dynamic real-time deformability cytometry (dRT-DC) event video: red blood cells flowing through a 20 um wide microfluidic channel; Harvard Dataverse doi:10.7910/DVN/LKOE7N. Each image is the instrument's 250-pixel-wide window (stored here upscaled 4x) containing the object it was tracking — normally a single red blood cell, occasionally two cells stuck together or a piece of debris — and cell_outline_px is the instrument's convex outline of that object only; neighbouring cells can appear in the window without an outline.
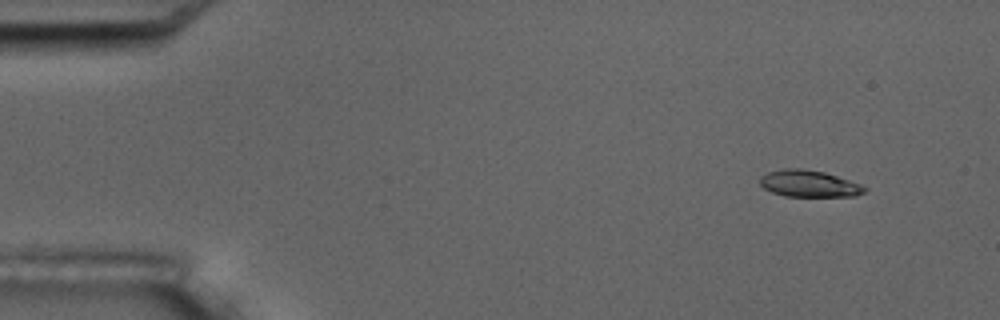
{"species": "common noctule bat (a hibernating species)", "species_latin": "Nyctalus noctula", "temperature_condition": "room temperature", "stored_images_in_passage": 7, "camera_frame_rate_fps": 3000, "um_per_image_px": 0.085, "animal": {"sex": "male", "body_mass_g": 17.5, "forearm_length_mm": 52.3}, "frame": {"image": 1, "passage_image": 2, "time_ms": 1.0, "image_size_px": [1000, 320], "cell_outline_px": [[868, 188], [864, 192], [856, 196], [784, 196], [772, 192], [764, 188], [760, 184], [760, 176], [768, 172], [784, 168], [800, 168], [824, 172], [860, 184]], "centroid_in_image_um": [68.74, 15.61], "position_along_channel_um": 16.3, "area_um2": 16.18}}
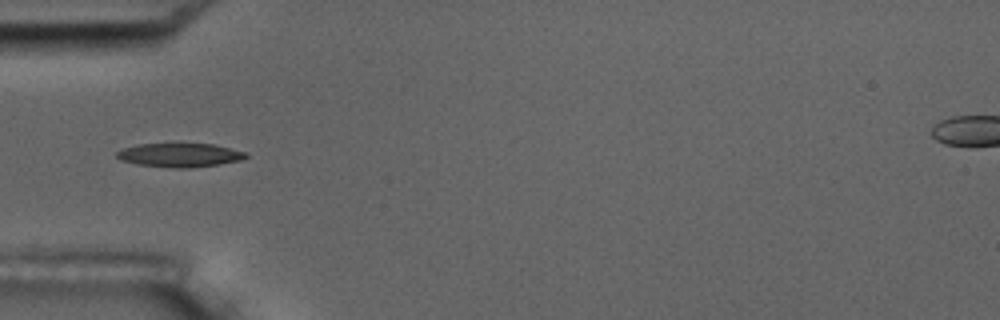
{"frame": {"image": 2, "passage_image": 5, "time_ms": 5.333, "image_size_px": [1000, 320], "cell_outline_px": [[248, 156], [240, 160], [220, 164], [192, 168], [176, 168], [136, 164], [120, 160], [116, 156], [116, 152], [124, 148], [140, 144], [212, 144], [248, 152]], "centroid_in_image_um": [15.29, 13.19], "position_along_channel_um": 69.7, "area_um2": 17.86}}